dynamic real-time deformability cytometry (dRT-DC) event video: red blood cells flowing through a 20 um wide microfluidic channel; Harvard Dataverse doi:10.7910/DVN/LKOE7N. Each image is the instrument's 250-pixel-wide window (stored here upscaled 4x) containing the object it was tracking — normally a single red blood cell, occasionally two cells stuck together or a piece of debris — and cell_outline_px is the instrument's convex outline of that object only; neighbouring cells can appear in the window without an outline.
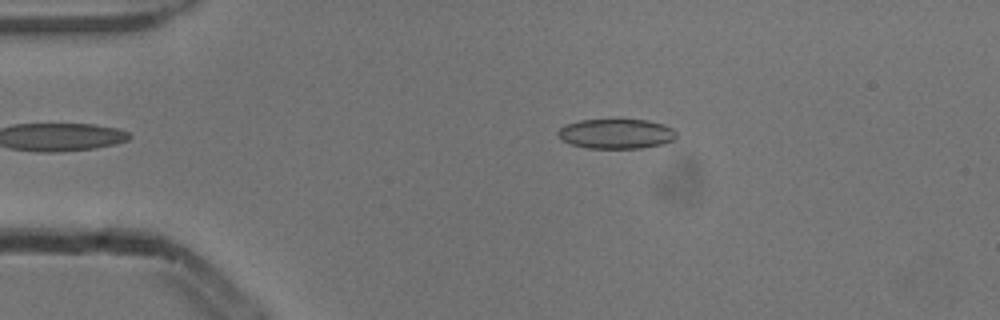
{"species": "common noctule bat (a hibernating species)", "species_latin": "Nyctalus noctula", "temperature_condition": "cold", "stored_images_in_passage": 40, "camera_frame_rate_fps": 3000, "um_per_image_px": 0.085, "animal": {"sex": "male", "body_mass_g": 13.3}, "frame": {"image": 1, "passage_image": 4, "time_ms": 1.0, "image_size_px": [1000, 320], "cell_outline_px": [[676, 136], [672, 140], [664, 144], [640, 148], [588, 148], [568, 144], [560, 140], [556, 136], [556, 132], [560, 128], [568, 124], [580, 120], [648, 120], [664, 124], [672, 128], [676, 132]], "centroid_in_image_um": [52.34, 11.38], "position_along_channel_um": 32.7, "area_um2": 20.69}}
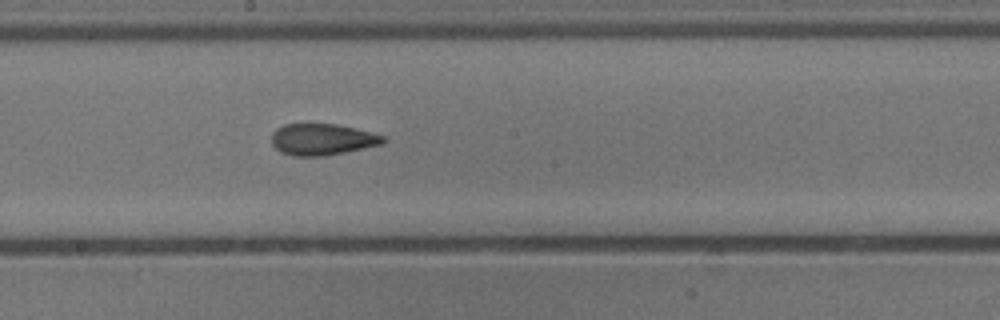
{"frame": {"image": 2, "passage_image": 22, "time_ms": 7.0, "image_size_px": [1000, 320], "cell_outline_px": [[388, 140], [384, 144], [324, 156], [292, 156], [280, 152], [272, 144], [272, 132], [276, 128], [284, 124], [336, 124], [356, 128], [372, 132], [384, 136]], "centroid_in_image_um": [27.4, 11.85], "position_along_channel_um": 220.8, "area_um2": 20.63}}
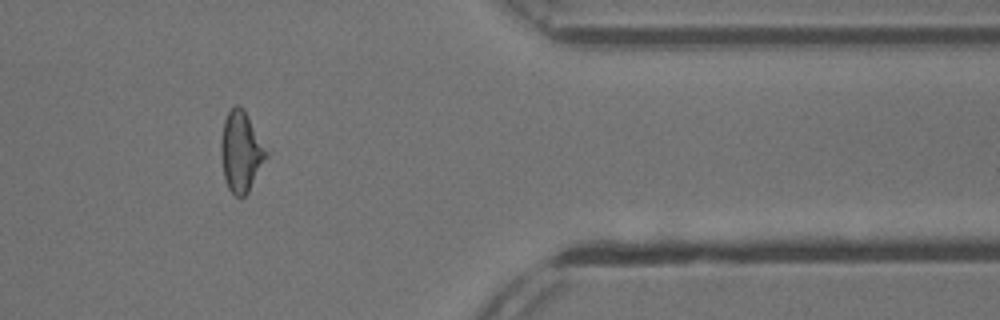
{"frame": {"image": 3, "passage_image": 37, "time_ms": 12.0, "image_size_px": [1000, 320], "cell_outline_px": [[268, 156], [248, 192], [244, 196], [236, 196], [228, 188], [224, 176], [220, 156], [220, 140], [224, 120], [228, 112], [236, 104], [244, 108], [268, 152]], "centroid_in_image_um": [20.47, 12.87], "position_along_channel_um": 390.9, "area_um2": 21.21}, "authors_computed_cell_mechanics": {"area_um2": 21.0103, "velocity_mm_per_s": 3.8813, "shape_relaxation_time_tau1_ms": 6.6722, "shape_relaxation_time_tau2_ms": 2.8177, "deformation_change_tau1": 0.1582, "deformation_change_tau2": 0.1007}}